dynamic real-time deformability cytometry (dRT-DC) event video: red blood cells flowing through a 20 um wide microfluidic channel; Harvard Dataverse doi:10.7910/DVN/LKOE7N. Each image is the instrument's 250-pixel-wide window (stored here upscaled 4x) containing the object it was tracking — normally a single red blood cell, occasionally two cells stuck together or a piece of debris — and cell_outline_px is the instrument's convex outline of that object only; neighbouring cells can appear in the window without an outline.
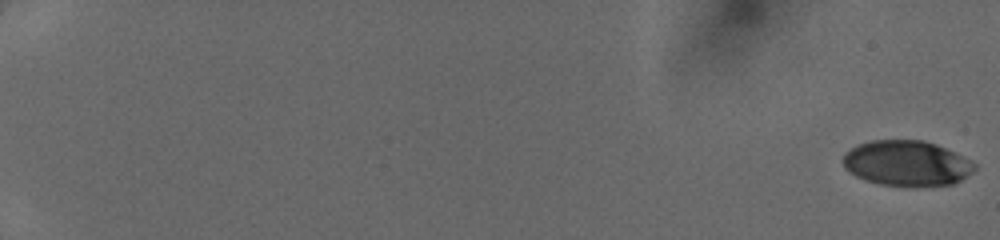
{"species": "human", "species_latin": "Homo sapiens", "temperature_condition": "cold", "stored_images_in_passage": 51, "camera_frame_rate_fps": 3000, "um_per_image_px": 0.085, "donor": {"sex": "female"}, "frame": {"image": 1, "passage_image": 1, "time_ms": 0.0, "image_size_px": [1000, 240], "cell_outline_px": [[976, 168], [972, 172], [960, 180], [952, 184], [916, 188], [880, 184], [864, 180], [848, 172], [844, 168], [844, 152], [848, 148], [856, 144], [872, 140], [924, 140], [936, 144], [956, 152], [964, 156], [976, 164]], "centroid_in_image_um": [77.06, 13.89], "position_along_channel_um": 7.9, "area_um2": 35.49}}
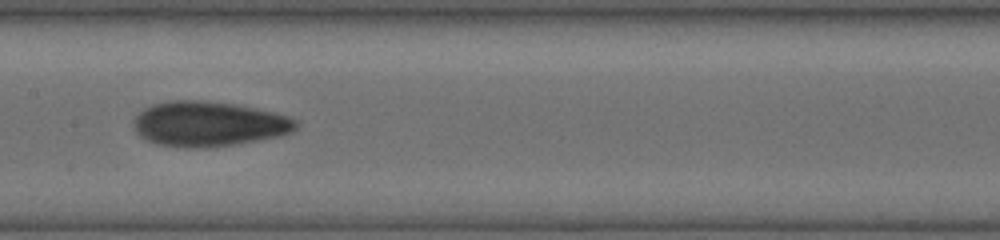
{"frame": {"image": 2, "passage_image": 30, "time_ms": 9.667, "image_size_px": [1000, 240], "cell_outline_px": [[300, 124], [292, 132], [280, 136], [232, 144], [204, 148], [184, 148], [156, 144], [140, 136], [132, 128], [132, 120], [144, 108], [152, 104], [168, 100], [200, 100], [236, 104], [276, 112], [300, 120]], "centroid_in_image_um": [17.73, 10.52], "position_along_channel_um": 189.7, "area_um2": 43.06}}
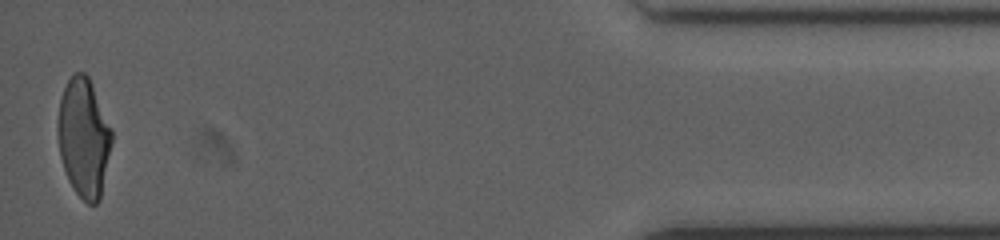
{"frame": {"image": 3, "passage_image": 51, "time_ms": 16.667, "image_size_px": [1000, 240], "cell_outline_px": [[112, 144], [100, 200], [96, 204], [88, 204], [72, 188], [68, 180], [60, 156], [56, 128], [60, 100], [64, 88], [68, 80], [76, 72], [84, 72], [88, 76], [112, 128]], "centroid_in_image_um": [7.12, 11.72], "position_along_channel_um": 428.1, "area_um2": 37.51}}